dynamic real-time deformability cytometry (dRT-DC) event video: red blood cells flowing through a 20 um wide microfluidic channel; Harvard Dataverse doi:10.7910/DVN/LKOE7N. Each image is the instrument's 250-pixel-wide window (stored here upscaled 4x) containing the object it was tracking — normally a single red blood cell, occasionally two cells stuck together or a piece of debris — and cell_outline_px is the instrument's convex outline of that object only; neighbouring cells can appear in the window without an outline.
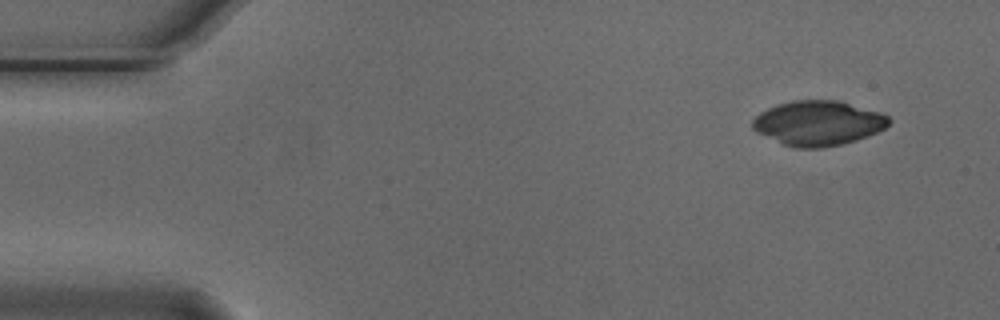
{"species": "Egyptian fruit bat (a non-hibernating species)", "species_latin": "Rousettus aegyptiacus", "temperature_condition": "cold", "stored_images_in_passage": 4, "camera_frame_rate_fps": 3000, "um_per_image_px": 0.085, "animal": {"sex": "male"}, "frame": {"image": 1, "passage_image": 1, "time_ms": 0.0, "image_size_px": [1000, 320], "cell_outline_px": [[892, 120], [884, 128], [876, 132], [856, 140], [824, 148], [796, 148], [784, 144], [756, 132], [752, 128], [752, 120], [760, 112], [776, 104], [792, 100], [836, 100], [880, 112], [888, 116]], "centroid_in_image_um": [69.52, 10.46], "position_along_channel_um": 15.5, "area_um2": 35.43}}